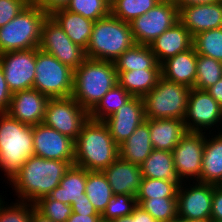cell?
Listing matches in <instances>:
<instances>
[{
  "mask_svg": "<svg viewBox=\"0 0 222 222\" xmlns=\"http://www.w3.org/2000/svg\"><path fill=\"white\" fill-rule=\"evenodd\" d=\"M72 165L74 162L37 156L28 158L10 183L19 198L16 201L34 204L42 197L48 196Z\"/></svg>",
  "mask_w": 222,
  "mask_h": 222,
  "instance_id": "6da1fadb",
  "label": "cell"
},
{
  "mask_svg": "<svg viewBox=\"0 0 222 222\" xmlns=\"http://www.w3.org/2000/svg\"><path fill=\"white\" fill-rule=\"evenodd\" d=\"M118 145L103 121L88 119L75 140L74 165L103 171L119 157Z\"/></svg>",
  "mask_w": 222,
  "mask_h": 222,
  "instance_id": "7a4b0ae2",
  "label": "cell"
},
{
  "mask_svg": "<svg viewBox=\"0 0 222 222\" xmlns=\"http://www.w3.org/2000/svg\"><path fill=\"white\" fill-rule=\"evenodd\" d=\"M117 83V71L113 61L87 58L74 70L71 96L90 112Z\"/></svg>",
  "mask_w": 222,
  "mask_h": 222,
  "instance_id": "3957f363",
  "label": "cell"
},
{
  "mask_svg": "<svg viewBox=\"0 0 222 222\" xmlns=\"http://www.w3.org/2000/svg\"><path fill=\"white\" fill-rule=\"evenodd\" d=\"M33 126L0 113V169L9 183L28 158L34 156Z\"/></svg>",
  "mask_w": 222,
  "mask_h": 222,
  "instance_id": "277c9868",
  "label": "cell"
},
{
  "mask_svg": "<svg viewBox=\"0 0 222 222\" xmlns=\"http://www.w3.org/2000/svg\"><path fill=\"white\" fill-rule=\"evenodd\" d=\"M134 44L130 24L109 14L94 22L85 52L89 59L115 61Z\"/></svg>",
  "mask_w": 222,
  "mask_h": 222,
  "instance_id": "5b68a950",
  "label": "cell"
},
{
  "mask_svg": "<svg viewBox=\"0 0 222 222\" xmlns=\"http://www.w3.org/2000/svg\"><path fill=\"white\" fill-rule=\"evenodd\" d=\"M48 14L36 3H29L16 17L0 27V54L39 48L42 23Z\"/></svg>",
  "mask_w": 222,
  "mask_h": 222,
  "instance_id": "8992f818",
  "label": "cell"
},
{
  "mask_svg": "<svg viewBox=\"0 0 222 222\" xmlns=\"http://www.w3.org/2000/svg\"><path fill=\"white\" fill-rule=\"evenodd\" d=\"M191 88L161 77L144 97L146 119L183 120Z\"/></svg>",
  "mask_w": 222,
  "mask_h": 222,
  "instance_id": "52a82bcc",
  "label": "cell"
},
{
  "mask_svg": "<svg viewBox=\"0 0 222 222\" xmlns=\"http://www.w3.org/2000/svg\"><path fill=\"white\" fill-rule=\"evenodd\" d=\"M74 70L53 55L36 48V71L33 89L49 98L71 97Z\"/></svg>",
  "mask_w": 222,
  "mask_h": 222,
  "instance_id": "ba28073f",
  "label": "cell"
},
{
  "mask_svg": "<svg viewBox=\"0 0 222 222\" xmlns=\"http://www.w3.org/2000/svg\"><path fill=\"white\" fill-rule=\"evenodd\" d=\"M89 119V112L71 96L50 98L46 105L43 124L76 140L83 125Z\"/></svg>",
  "mask_w": 222,
  "mask_h": 222,
  "instance_id": "9c48e42d",
  "label": "cell"
},
{
  "mask_svg": "<svg viewBox=\"0 0 222 222\" xmlns=\"http://www.w3.org/2000/svg\"><path fill=\"white\" fill-rule=\"evenodd\" d=\"M39 49L53 55L73 70L87 59L85 49L73 43L50 15L42 23Z\"/></svg>",
  "mask_w": 222,
  "mask_h": 222,
  "instance_id": "30bf717a",
  "label": "cell"
},
{
  "mask_svg": "<svg viewBox=\"0 0 222 222\" xmlns=\"http://www.w3.org/2000/svg\"><path fill=\"white\" fill-rule=\"evenodd\" d=\"M179 21V9L174 2H159L147 13L129 24L136 44L150 45L164 31Z\"/></svg>",
  "mask_w": 222,
  "mask_h": 222,
  "instance_id": "8fae6325",
  "label": "cell"
},
{
  "mask_svg": "<svg viewBox=\"0 0 222 222\" xmlns=\"http://www.w3.org/2000/svg\"><path fill=\"white\" fill-rule=\"evenodd\" d=\"M0 65L11 93L33 89L36 48L0 54Z\"/></svg>",
  "mask_w": 222,
  "mask_h": 222,
  "instance_id": "7c38bea8",
  "label": "cell"
},
{
  "mask_svg": "<svg viewBox=\"0 0 222 222\" xmlns=\"http://www.w3.org/2000/svg\"><path fill=\"white\" fill-rule=\"evenodd\" d=\"M183 121L188 132L203 133L214 125L218 128L222 107L206 90L191 88Z\"/></svg>",
  "mask_w": 222,
  "mask_h": 222,
  "instance_id": "4fadbf2b",
  "label": "cell"
},
{
  "mask_svg": "<svg viewBox=\"0 0 222 222\" xmlns=\"http://www.w3.org/2000/svg\"><path fill=\"white\" fill-rule=\"evenodd\" d=\"M204 134L206 131L203 133L187 132L172 151L176 173L182 182L185 181V178L200 182L206 139Z\"/></svg>",
  "mask_w": 222,
  "mask_h": 222,
  "instance_id": "5bb4252c",
  "label": "cell"
},
{
  "mask_svg": "<svg viewBox=\"0 0 222 222\" xmlns=\"http://www.w3.org/2000/svg\"><path fill=\"white\" fill-rule=\"evenodd\" d=\"M34 156L74 162L75 140L43 123L33 126Z\"/></svg>",
  "mask_w": 222,
  "mask_h": 222,
  "instance_id": "9a60e30c",
  "label": "cell"
},
{
  "mask_svg": "<svg viewBox=\"0 0 222 222\" xmlns=\"http://www.w3.org/2000/svg\"><path fill=\"white\" fill-rule=\"evenodd\" d=\"M183 184L179 186L177 193L178 217L190 220L210 219L213 185L195 182L189 188L188 184L185 187Z\"/></svg>",
  "mask_w": 222,
  "mask_h": 222,
  "instance_id": "2e32d148",
  "label": "cell"
},
{
  "mask_svg": "<svg viewBox=\"0 0 222 222\" xmlns=\"http://www.w3.org/2000/svg\"><path fill=\"white\" fill-rule=\"evenodd\" d=\"M146 120L144 101L142 97L133 96L116 113L103 122L107 125L110 135L119 146L125 142Z\"/></svg>",
  "mask_w": 222,
  "mask_h": 222,
  "instance_id": "e0dca14e",
  "label": "cell"
},
{
  "mask_svg": "<svg viewBox=\"0 0 222 222\" xmlns=\"http://www.w3.org/2000/svg\"><path fill=\"white\" fill-rule=\"evenodd\" d=\"M50 98L36 89L12 94L7 114L27 125L41 124Z\"/></svg>",
  "mask_w": 222,
  "mask_h": 222,
  "instance_id": "ac0fdd59",
  "label": "cell"
},
{
  "mask_svg": "<svg viewBox=\"0 0 222 222\" xmlns=\"http://www.w3.org/2000/svg\"><path fill=\"white\" fill-rule=\"evenodd\" d=\"M179 21L188 29L192 37L215 28L222 27V1L181 7Z\"/></svg>",
  "mask_w": 222,
  "mask_h": 222,
  "instance_id": "d6986e66",
  "label": "cell"
},
{
  "mask_svg": "<svg viewBox=\"0 0 222 222\" xmlns=\"http://www.w3.org/2000/svg\"><path fill=\"white\" fill-rule=\"evenodd\" d=\"M102 172L114 195L124 194L136 197L143 178L140 165L118 157Z\"/></svg>",
  "mask_w": 222,
  "mask_h": 222,
  "instance_id": "ffe728a7",
  "label": "cell"
},
{
  "mask_svg": "<svg viewBox=\"0 0 222 222\" xmlns=\"http://www.w3.org/2000/svg\"><path fill=\"white\" fill-rule=\"evenodd\" d=\"M152 53L161 65L167 59L193 47V37L188 29L178 21L164 31L150 45Z\"/></svg>",
  "mask_w": 222,
  "mask_h": 222,
  "instance_id": "44dd1931",
  "label": "cell"
},
{
  "mask_svg": "<svg viewBox=\"0 0 222 222\" xmlns=\"http://www.w3.org/2000/svg\"><path fill=\"white\" fill-rule=\"evenodd\" d=\"M197 54L195 48L179 53L161 64V74L165 80L194 88L196 81Z\"/></svg>",
  "mask_w": 222,
  "mask_h": 222,
  "instance_id": "7402d4cb",
  "label": "cell"
},
{
  "mask_svg": "<svg viewBox=\"0 0 222 222\" xmlns=\"http://www.w3.org/2000/svg\"><path fill=\"white\" fill-rule=\"evenodd\" d=\"M149 130L153 149L170 152L188 132L180 119H149Z\"/></svg>",
  "mask_w": 222,
  "mask_h": 222,
  "instance_id": "603a6c76",
  "label": "cell"
},
{
  "mask_svg": "<svg viewBox=\"0 0 222 222\" xmlns=\"http://www.w3.org/2000/svg\"><path fill=\"white\" fill-rule=\"evenodd\" d=\"M49 15L60 25L73 43L86 50L95 21L65 8L57 9Z\"/></svg>",
  "mask_w": 222,
  "mask_h": 222,
  "instance_id": "cb8c5ba5",
  "label": "cell"
},
{
  "mask_svg": "<svg viewBox=\"0 0 222 222\" xmlns=\"http://www.w3.org/2000/svg\"><path fill=\"white\" fill-rule=\"evenodd\" d=\"M119 148V157L133 164L141 165L152 153L149 119L141 123L134 133Z\"/></svg>",
  "mask_w": 222,
  "mask_h": 222,
  "instance_id": "d4e9b609",
  "label": "cell"
},
{
  "mask_svg": "<svg viewBox=\"0 0 222 222\" xmlns=\"http://www.w3.org/2000/svg\"><path fill=\"white\" fill-rule=\"evenodd\" d=\"M218 135H206L202 157L200 182L219 186L222 183V132ZM207 137H209L207 139Z\"/></svg>",
  "mask_w": 222,
  "mask_h": 222,
  "instance_id": "484cf974",
  "label": "cell"
},
{
  "mask_svg": "<svg viewBox=\"0 0 222 222\" xmlns=\"http://www.w3.org/2000/svg\"><path fill=\"white\" fill-rule=\"evenodd\" d=\"M88 170L72 165L66 174L62 177L59 185L48 195L51 199L73 204L83 198L85 193Z\"/></svg>",
  "mask_w": 222,
  "mask_h": 222,
  "instance_id": "4316f807",
  "label": "cell"
},
{
  "mask_svg": "<svg viewBox=\"0 0 222 222\" xmlns=\"http://www.w3.org/2000/svg\"><path fill=\"white\" fill-rule=\"evenodd\" d=\"M162 77L161 69L117 72L118 83L132 96L144 97Z\"/></svg>",
  "mask_w": 222,
  "mask_h": 222,
  "instance_id": "83f0119b",
  "label": "cell"
},
{
  "mask_svg": "<svg viewBox=\"0 0 222 222\" xmlns=\"http://www.w3.org/2000/svg\"><path fill=\"white\" fill-rule=\"evenodd\" d=\"M143 178L182 182L175 169L172 152L153 149L150 156L140 165Z\"/></svg>",
  "mask_w": 222,
  "mask_h": 222,
  "instance_id": "f1b7e54d",
  "label": "cell"
},
{
  "mask_svg": "<svg viewBox=\"0 0 222 222\" xmlns=\"http://www.w3.org/2000/svg\"><path fill=\"white\" fill-rule=\"evenodd\" d=\"M117 72L132 70L161 69L149 45L134 44L122 53L115 61Z\"/></svg>",
  "mask_w": 222,
  "mask_h": 222,
  "instance_id": "f546056e",
  "label": "cell"
},
{
  "mask_svg": "<svg viewBox=\"0 0 222 222\" xmlns=\"http://www.w3.org/2000/svg\"><path fill=\"white\" fill-rule=\"evenodd\" d=\"M85 194L100 215L104 212L110 198L114 195L102 171H88Z\"/></svg>",
  "mask_w": 222,
  "mask_h": 222,
  "instance_id": "4dcf8cb0",
  "label": "cell"
},
{
  "mask_svg": "<svg viewBox=\"0 0 222 222\" xmlns=\"http://www.w3.org/2000/svg\"><path fill=\"white\" fill-rule=\"evenodd\" d=\"M133 96L119 83L114 85L89 112V118L95 121H104L126 104Z\"/></svg>",
  "mask_w": 222,
  "mask_h": 222,
  "instance_id": "1f68e13d",
  "label": "cell"
},
{
  "mask_svg": "<svg viewBox=\"0 0 222 222\" xmlns=\"http://www.w3.org/2000/svg\"><path fill=\"white\" fill-rule=\"evenodd\" d=\"M137 205L158 222H174L178 218L177 197L136 199Z\"/></svg>",
  "mask_w": 222,
  "mask_h": 222,
  "instance_id": "d6a6232c",
  "label": "cell"
},
{
  "mask_svg": "<svg viewBox=\"0 0 222 222\" xmlns=\"http://www.w3.org/2000/svg\"><path fill=\"white\" fill-rule=\"evenodd\" d=\"M159 2L157 0H112L110 14L130 23L133 19L147 13Z\"/></svg>",
  "mask_w": 222,
  "mask_h": 222,
  "instance_id": "836d02e7",
  "label": "cell"
},
{
  "mask_svg": "<svg viewBox=\"0 0 222 222\" xmlns=\"http://www.w3.org/2000/svg\"><path fill=\"white\" fill-rule=\"evenodd\" d=\"M197 72L194 88L206 90L222 78V62L197 54Z\"/></svg>",
  "mask_w": 222,
  "mask_h": 222,
  "instance_id": "e575fe53",
  "label": "cell"
},
{
  "mask_svg": "<svg viewBox=\"0 0 222 222\" xmlns=\"http://www.w3.org/2000/svg\"><path fill=\"white\" fill-rule=\"evenodd\" d=\"M196 54L222 62V27L201 32L193 37Z\"/></svg>",
  "mask_w": 222,
  "mask_h": 222,
  "instance_id": "d590c367",
  "label": "cell"
},
{
  "mask_svg": "<svg viewBox=\"0 0 222 222\" xmlns=\"http://www.w3.org/2000/svg\"><path fill=\"white\" fill-rule=\"evenodd\" d=\"M182 182L170 180L142 178L136 199L177 197L178 188Z\"/></svg>",
  "mask_w": 222,
  "mask_h": 222,
  "instance_id": "8d00e7d4",
  "label": "cell"
},
{
  "mask_svg": "<svg viewBox=\"0 0 222 222\" xmlns=\"http://www.w3.org/2000/svg\"><path fill=\"white\" fill-rule=\"evenodd\" d=\"M65 9L96 21L110 14V2L108 0H70Z\"/></svg>",
  "mask_w": 222,
  "mask_h": 222,
  "instance_id": "74e56055",
  "label": "cell"
},
{
  "mask_svg": "<svg viewBox=\"0 0 222 222\" xmlns=\"http://www.w3.org/2000/svg\"><path fill=\"white\" fill-rule=\"evenodd\" d=\"M35 209L53 222H66L72 214V206L51 199L49 196L42 197L34 203Z\"/></svg>",
  "mask_w": 222,
  "mask_h": 222,
  "instance_id": "f35d334b",
  "label": "cell"
},
{
  "mask_svg": "<svg viewBox=\"0 0 222 222\" xmlns=\"http://www.w3.org/2000/svg\"><path fill=\"white\" fill-rule=\"evenodd\" d=\"M136 206L137 201L135 196L124 194L113 195L104 212L101 214V217L106 220H113L128 216Z\"/></svg>",
  "mask_w": 222,
  "mask_h": 222,
  "instance_id": "ab89813d",
  "label": "cell"
},
{
  "mask_svg": "<svg viewBox=\"0 0 222 222\" xmlns=\"http://www.w3.org/2000/svg\"><path fill=\"white\" fill-rule=\"evenodd\" d=\"M4 203L5 201H2V197H0V222H31L35 208L33 203L17 201L12 203L13 205L9 204L10 206Z\"/></svg>",
  "mask_w": 222,
  "mask_h": 222,
  "instance_id": "60d3db41",
  "label": "cell"
},
{
  "mask_svg": "<svg viewBox=\"0 0 222 222\" xmlns=\"http://www.w3.org/2000/svg\"><path fill=\"white\" fill-rule=\"evenodd\" d=\"M29 3L28 0H0V27L16 17Z\"/></svg>",
  "mask_w": 222,
  "mask_h": 222,
  "instance_id": "b9f144b4",
  "label": "cell"
},
{
  "mask_svg": "<svg viewBox=\"0 0 222 222\" xmlns=\"http://www.w3.org/2000/svg\"><path fill=\"white\" fill-rule=\"evenodd\" d=\"M210 219L212 221H222V187L216 185H213L212 209Z\"/></svg>",
  "mask_w": 222,
  "mask_h": 222,
  "instance_id": "7bdbcfd3",
  "label": "cell"
},
{
  "mask_svg": "<svg viewBox=\"0 0 222 222\" xmlns=\"http://www.w3.org/2000/svg\"><path fill=\"white\" fill-rule=\"evenodd\" d=\"M12 93L8 88L4 78V73L0 65V113H6L10 104Z\"/></svg>",
  "mask_w": 222,
  "mask_h": 222,
  "instance_id": "ee69618b",
  "label": "cell"
},
{
  "mask_svg": "<svg viewBox=\"0 0 222 222\" xmlns=\"http://www.w3.org/2000/svg\"><path fill=\"white\" fill-rule=\"evenodd\" d=\"M72 206L73 213L77 214H88V215H100L90 202L88 196L84 193L83 198L78 201H74Z\"/></svg>",
  "mask_w": 222,
  "mask_h": 222,
  "instance_id": "f6af8a7d",
  "label": "cell"
},
{
  "mask_svg": "<svg viewBox=\"0 0 222 222\" xmlns=\"http://www.w3.org/2000/svg\"><path fill=\"white\" fill-rule=\"evenodd\" d=\"M69 1L70 0H37L35 3L49 15L57 9L65 8Z\"/></svg>",
  "mask_w": 222,
  "mask_h": 222,
  "instance_id": "bcb514c9",
  "label": "cell"
},
{
  "mask_svg": "<svg viewBox=\"0 0 222 222\" xmlns=\"http://www.w3.org/2000/svg\"><path fill=\"white\" fill-rule=\"evenodd\" d=\"M101 215H88V214H77L73 213L67 219L66 222H98Z\"/></svg>",
  "mask_w": 222,
  "mask_h": 222,
  "instance_id": "7dc6e473",
  "label": "cell"
},
{
  "mask_svg": "<svg viewBox=\"0 0 222 222\" xmlns=\"http://www.w3.org/2000/svg\"><path fill=\"white\" fill-rule=\"evenodd\" d=\"M212 98L217 101L222 107V78L218 80L214 85L206 89Z\"/></svg>",
  "mask_w": 222,
  "mask_h": 222,
  "instance_id": "c3c4849f",
  "label": "cell"
},
{
  "mask_svg": "<svg viewBox=\"0 0 222 222\" xmlns=\"http://www.w3.org/2000/svg\"><path fill=\"white\" fill-rule=\"evenodd\" d=\"M219 1L222 0H173V2L177 5L178 9L191 5L211 4Z\"/></svg>",
  "mask_w": 222,
  "mask_h": 222,
  "instance_id": "681fc988",
  "label": "cell"
},
{
  "mask_svg": "<svg viewBox=\"0 0 222 222\" xmlns=\"http://www.w3.org/2000/svg\"><path fill=\"white\" fill-rule=\"evenodd\" d=\"M112 222H138V205L130 215L113 219Z\"/></svg>",
  "mask_w": 222,
  "mask_h": 222,
  "instance_id": "f907efd6",
  "label": "cell"
},
{
  "mask_svg": "<svg viewBox=\"0 0 222 222\" xmlns=\"http://www.w3.org/2000/svg\"><path fill=\"white\" fill-rule=\"evenodd\" d=\"M138 222H158L148 212L138 206Z\"/></svg>",
  "mask_w": 222,
  "mask_h": 222,
  "instance_id": "816d5d0a",
  "label": "cell"
},
{
  "mask_svg": "<svg viewBox=\"0 0 222 222\" xmlns=\"http://www.w3.org/2000/svg\"><path fill=\"white\" fill-rule=\"evenodd\" d=\"M31 222H53L51 219L46 218L41 213H39L35 208L32 212Z\"/></svg>",
  "mask_w": 222,
  "mask_h": 222,
  "instance_id": "f5cc1de1",
  "label": "cell"
},
{
  "mask_svg": "<svg viewBox=\"0 0 222 222\" xmlns=\"http://www.w3.org/2000/svg\"><path fill=\"white\" fill-rule=\"evenodd\" d=\"M174 222H212L211 219H202V220H190V219H183L177 218Z\"/></svg>",
  "mask_w": 222,
  "mask_h": 222,
  "instance_id": "db71d44e",
  "label": "cell"
},
{
  "mask_svg": "<svg viewBox=\"0 0 222 222\" xmlns=\"http://www.w3.org/2000/svg\"><path fill=\"white\" fill-rule=\"evenodd\" d=\"M98 222H112V220H106L101 217Z\"/></svg>",
  "mask_w": 222,
  "mask_h": 222,
  "instance_id": "11a10c76",
  "label": "cell"
},
{
  "mask_svg": "<svg viewBox=\"0 0 222 222\" xmlns=\"http://www.w3.org/2000/svg\"><path fill=\"white\" fill-rule=\"evenodd\" d=\"M158 2H173V0H157Z\"/></svg>",
  "mask_w": 222,
  "mask_h": 222,
  "instance_id": "9f6ffc18",
  "label": "cell"
},
{
  "mask_svg": "<svg viewBox=\"0 0 222 222\" xmlns=\"http://www.w3.org/2000/svg\"><path fill=\"white\" fill-rule=\"evenodd\" d=\"M30 3H35L37 0H28Z\"/></svg>",
  "mask_w": 222,
  "mask_h": 222,
  "instance_id": "6f0895ef",
  "label": "cell"
}]
</instances>
